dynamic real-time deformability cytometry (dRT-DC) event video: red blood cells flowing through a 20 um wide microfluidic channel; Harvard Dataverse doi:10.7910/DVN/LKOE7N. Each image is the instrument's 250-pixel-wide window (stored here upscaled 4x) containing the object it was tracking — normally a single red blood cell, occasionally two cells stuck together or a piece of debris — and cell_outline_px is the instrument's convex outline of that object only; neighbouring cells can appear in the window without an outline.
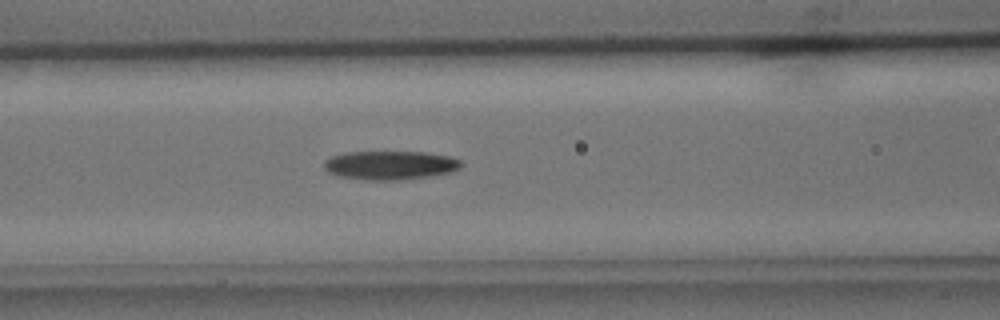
{"species": "common noctule bat (a hibernating species)", "species_latin": "Nyctalus noctula", "temperature_condition": "cold", "stored_images_in_passage": 44, "camera_frame_rate_fps": 3000, "um_per_image_px": 0.085, "animal": {"sex": "male", "body_mass_g": 15.6}, "frame": {"image": 1, "passage_image": 21, "time_ms": 6.667, "image_size_px": [1000, 320], "cell_outline_px": [[464, 164], [460, 168], [452, 172], [404, 180], [364, 180], [336, 176], [328, 172], [324, 168], [324, 164], [332, 156], [348, 152], [424, 152], [448, 156], [460, 160]], "centroid_in_image_um": [33.18, 14.05], "position_along_channel_um": 133.4, "area_um2": 23.06}}
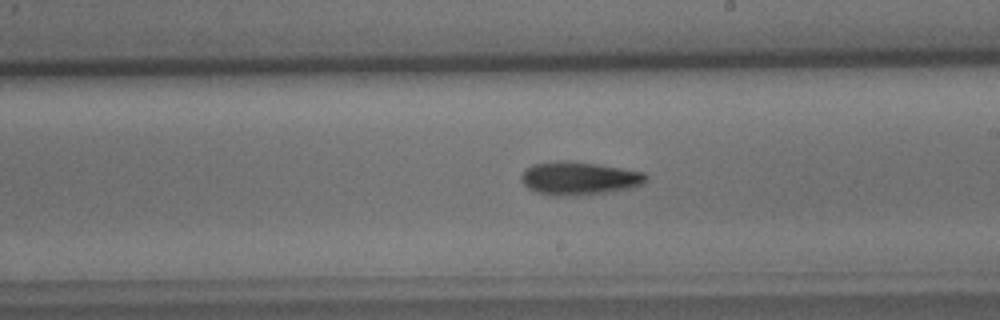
{"frame": {"image": 2, "passage_image": 29, "time_ms": 9.333, "image_size_px": [1000, 320], "cell_outline_px": [[648, 176], [640, 184], [632, 188], [608, 192], [580, 196], [552, 196], [536, 192], [528, 188], [520, 180], [520, 176], [532, 164], [560, 160], [568, 160], [596, 164], [644, 172]], "centroid_in_image_um": [49.19, 15.17], "position_along_channel_um": 239.8, "area_um2": 24.22}}
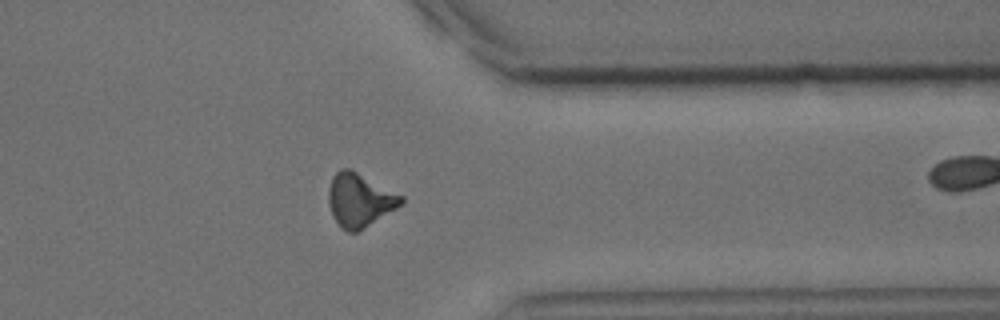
{"frame": {"image": 3, "passage_image": 40, "time_ms": 13.0, "image_size_px": [1000, 320], "cell_outline_px": [[404, 204], [356, 232], [348, 232], [340, 228], [332, 216], [328, 204], [328, 192], [332, 176], [340, 168], [348, 168], [404, 196]], "centroid_in_image_um": [30.55, 17.01], "position_along_channel_um": 380.8, "area_um2": 22.6}, "authors_computed_cell_mechanics": {"area_um2": 22.1374, "velocity_mm_per_s": 3.9828, "shape_relaxation_time_tau1_ms": 3.7125, "shape_relaxation_time_tau2_ms": null, "deformation_change_tau1": 0.1512, "deformation_change_tau2": null}}